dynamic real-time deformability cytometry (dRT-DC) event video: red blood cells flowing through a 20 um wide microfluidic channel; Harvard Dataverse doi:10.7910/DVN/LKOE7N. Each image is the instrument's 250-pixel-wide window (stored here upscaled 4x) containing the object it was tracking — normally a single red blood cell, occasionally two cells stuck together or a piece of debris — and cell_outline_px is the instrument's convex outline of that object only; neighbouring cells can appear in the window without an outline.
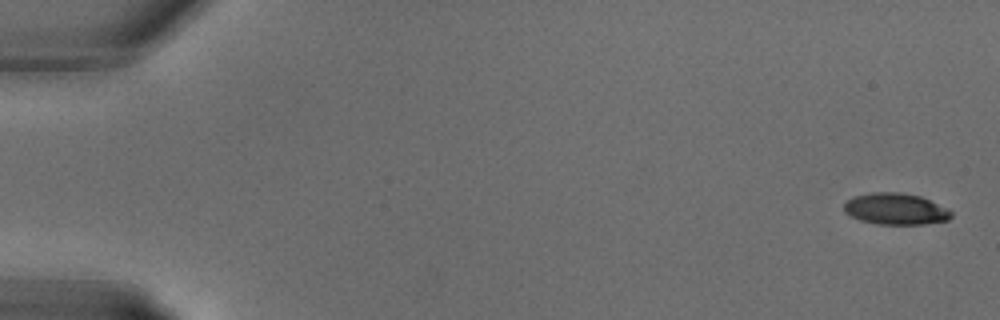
{"species": "common noctule bat (a hibernating species)", "species_latin": "Nyctalus noctula", "temperature_condition": "warm", "stored_images_in_passage": 5, "camera_frame_rate_fps": 3000, "um_per_image_px": 0.085, "animal": {"sex": "male", "body_mass_g": 18.8}, "frame": {"image": 1, "passage_image": 1, "time_ms": 0.0, "image_size_px": [1000, 320], "cell_outline_px": [[952, 216], [948, 220], [924, 224], [880, 224], [860, 220], [844, 212], [844, 204], [852, 196], [872, 192], [900, 192], [920, 196], [948, 208], [952, 212]], "centroid_in_image_um": [76.13, 17.75], "position_along_channel_um": 8.9, "area_um2": 19.65}}